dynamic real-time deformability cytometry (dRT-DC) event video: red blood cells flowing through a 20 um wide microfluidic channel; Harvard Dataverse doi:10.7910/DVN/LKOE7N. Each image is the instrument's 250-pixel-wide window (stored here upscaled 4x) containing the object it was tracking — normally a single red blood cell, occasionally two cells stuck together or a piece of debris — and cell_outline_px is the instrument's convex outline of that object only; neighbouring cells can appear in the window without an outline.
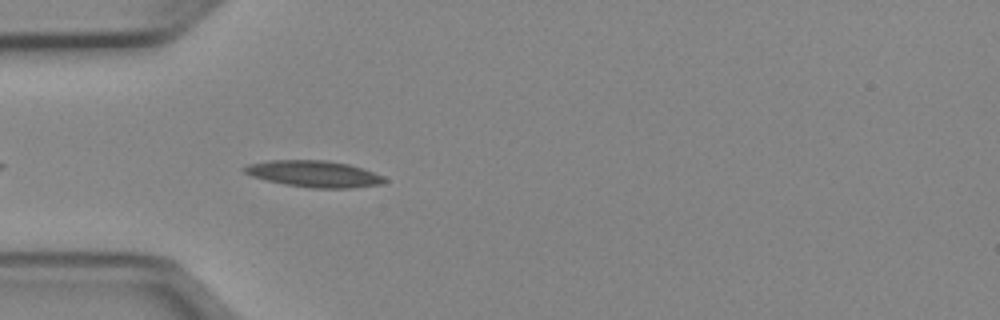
{"species": "Egyptian fruit bat (a non-hibernating species)", "species_latin": "Rousettus aegyptiacus", "temperature_condition": "cold", "stored_images_in_passage": 10, "camera_frame_rate_fps": 3000, "um_per_image_px": 0.085, "animal": {"sex": "female"}, "frame": {"image": 1, "passage_image": 4, "time_ms": 1.0, "image_size_px": [1000, 320], "cell_outline_px": [[388, 180], [380, 184], [348, 188], [312, 188], [288, 184], [268, 180], [252, 176], [244, 172], [244, 168], [248, 164], [268, 160], [328, 160], [348, 164], [384, 176]], "centroid_in_image_um": [26.7, 14.77], "position_along_channel_um": 58.3, "area_um2": 21.27}}
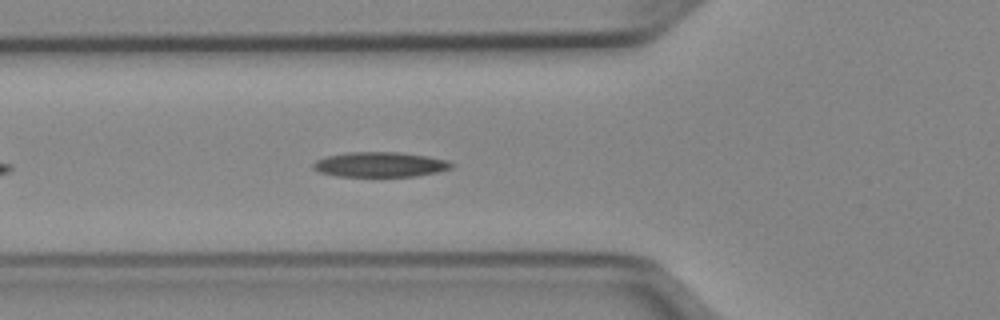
{"frame": {"image": 2, "passage_image": 7, "time_ms": 2.0, "image_size_px": [1000, 320], "cell_outline_px": [[452, 168], [436, 172], [416, 176], [336, 176], [320, 172], [312, 168], [312, 164], [316, 160], [324, 156], [348, 152], [400, 152], [428, 156], [448, 160], [452, 164]], "centroid_in_image_um": [32.27, 13.97], "position_along_channel_um": 93.5, "area_um2": 20.17}}